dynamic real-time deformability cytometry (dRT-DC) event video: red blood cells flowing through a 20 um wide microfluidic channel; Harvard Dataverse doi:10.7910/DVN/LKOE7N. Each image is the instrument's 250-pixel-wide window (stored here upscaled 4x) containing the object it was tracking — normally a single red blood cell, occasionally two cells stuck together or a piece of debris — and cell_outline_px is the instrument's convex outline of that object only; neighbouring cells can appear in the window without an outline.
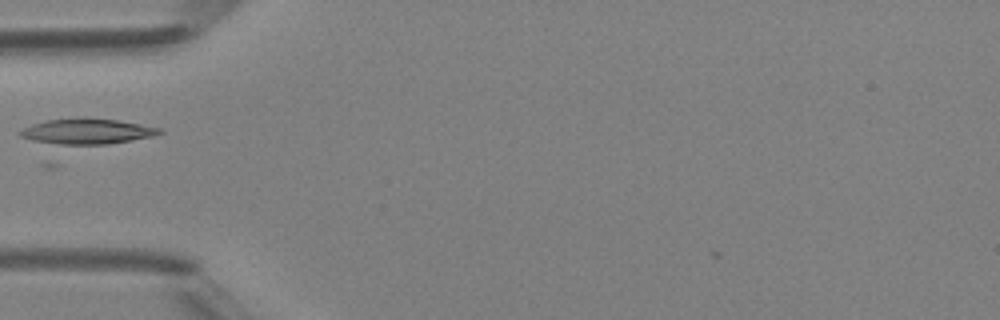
{"species": "Egyptian fruit bat (a non-hibernating species)", "species_latin": "Rousettus aegyptiacus", "temperature_condition": "room temperature", "stored_images_in_passage": 5, "camera_frame_rate_fps": 3000, "um_per_image_px": 0.085, "animal": {"sex": "female"}, "frame": {"image": 1, "passage_image": 5, "time_ms": 4.667, "image_size_px": [1000, 320], "cell_outline_px": [[164, 132], [152, 136], [132, 140], [108, 144], [60, 144], [32, 140], [20, 136], [16, 132], [32, 124], [48, 120], [120, 120], [160, 128]], "centroid_in_image_um": [7.41, 11.19], "position_along_channel_um": 77.6, "area_um2": 19.77}}